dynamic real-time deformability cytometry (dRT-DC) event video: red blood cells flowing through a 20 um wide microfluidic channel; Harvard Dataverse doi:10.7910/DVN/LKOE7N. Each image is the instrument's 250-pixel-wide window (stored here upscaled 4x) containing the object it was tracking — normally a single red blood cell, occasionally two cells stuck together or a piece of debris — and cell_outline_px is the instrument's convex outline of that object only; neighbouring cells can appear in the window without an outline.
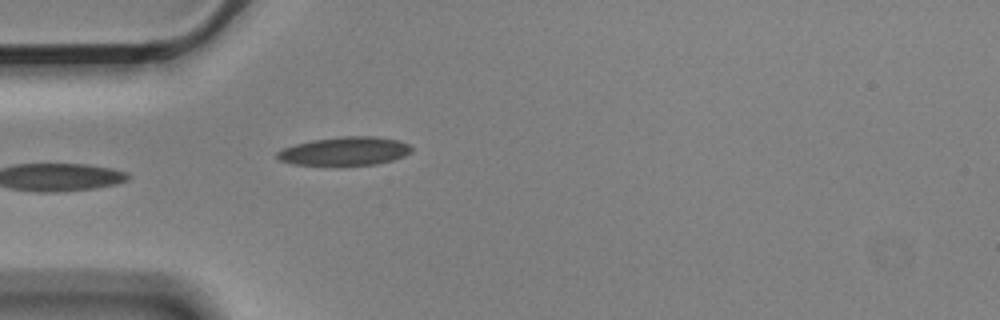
{"species": "Egyptian fruit bat (a non-hibernating species)", "species_latin": "Rousettus aegyptiacus", "temperature_condition": "cold", "stored_images_in_passage": 5, "camera_frame_rate_fps": 3000, "um_per_image_px": 0.085, "animal": {"sex": "male"}, "frame": {"image": 1, "passage_image": 5, "time_ms": 1.333, "image_size_px": [1000, 320], "cell_outline_px": [[412, 152], [404, 156], [392, 160], [376, 164], [340, 168], [332, 168], [292, 164], [280, 160], [276, 156], [276, 152], [284, 148], [296, 144], [312, 140], [344, 136], [372, 136], [396, 140], [408, 144], [412, 148]], "centroid_in_image_um": [29.26, 12.9], "position_along_channel_um": 55.7, "area_um2": 23.18}}